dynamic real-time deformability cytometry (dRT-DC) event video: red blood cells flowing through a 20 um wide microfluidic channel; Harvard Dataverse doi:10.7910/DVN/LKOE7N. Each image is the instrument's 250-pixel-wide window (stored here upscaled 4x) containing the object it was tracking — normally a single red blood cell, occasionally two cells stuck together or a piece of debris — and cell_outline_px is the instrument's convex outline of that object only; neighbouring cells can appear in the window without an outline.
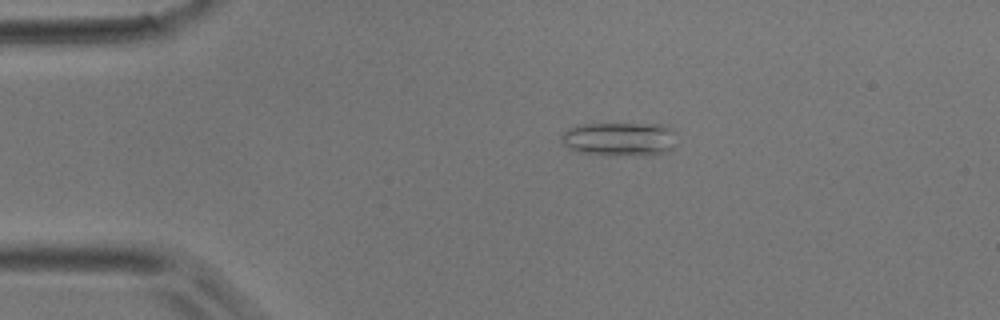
{"species": "common noctule bat (a hibernating species)", "species_latin": "Nyctalus noctula", "temperature_condition": "room temperature", "stored_images_in_passage": 2, "camera_frame_rate_fps": 3000, "um_per_image_px": 0.085, "animal": {"sex": "male", "body_mass_g": 17.9}, "frame": {"image": 1, "passage_image": 1, "time_ms": 0.0, "image_size_px": [1000, 320], "cell_outline_px": [[672, 148], [664, 152], [652, 156], [612, 156], [580, 152], [568, 148], [560, 140], [560, 136], [568, 128], [576, 124], [660, 124], [672, 128]], "centroid_in_image_um": [52.6, 11.83], "position_along_channel_um": 32.4, "area_um2": 22.95}}